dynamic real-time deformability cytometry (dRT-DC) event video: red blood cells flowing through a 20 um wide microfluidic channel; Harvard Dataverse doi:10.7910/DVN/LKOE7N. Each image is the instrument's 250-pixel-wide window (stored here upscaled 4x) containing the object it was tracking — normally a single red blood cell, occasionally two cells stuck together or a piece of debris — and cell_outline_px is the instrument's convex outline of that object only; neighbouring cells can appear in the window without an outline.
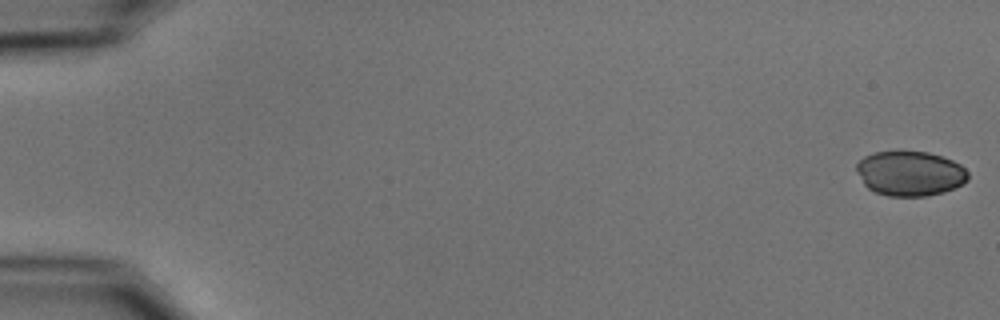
{"species": "common noctule bat (a hibernating species)", "species_latin": "Nyctalus noctula", "temperature_condition": "cold", "stored_images_in_passage": 55, "camera_frame_rate_fps": 3000, "um_per_image_px": 0.085, "animal": {"sex": "male", "body_mass_g": 15.6}, "frame": {"image": 1, "passage_image": 1, "time_ms": 0.0, "image_size_px": [1000, 320], "cell_outline_px": [[968, 180], [964, 184], [944, 192], [928, 196], [888, 196], [876, 192], [868, 188], [864, 184], [856, 172], [856, 164], [864, 156], [872, 152], [900, 148], [928, 152], [952, 160], [960, 164], [968, 172]], "centroid_in_image_um": [77.33, 14.7], "position_along_channel_um": 7.7, "area_um2": 30.0}}
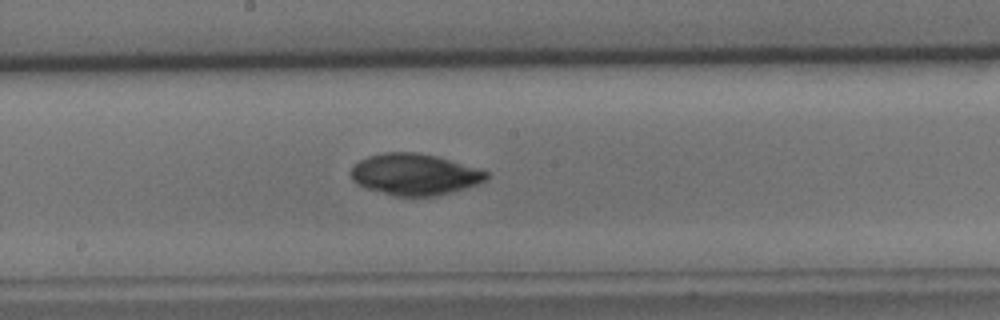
{"frame": {"image": 2, "passage_image": 30, "time_ms": 9.667, "image_size_px": [1000, 320], "cell_outline_px": [[488, 180], [452, 192], [436, 196], [396, 196], [364, 188], [356, 184], [352, 180], [348, 172], [352, 164], [368, 156], [384, 152], [416, 152], [436, 156], [480, 168], [488, 172]], "centroid_in_image_um": [35.2, 14.82], "position_along_channel_um": 213.0, "area_um2": 33.06}}
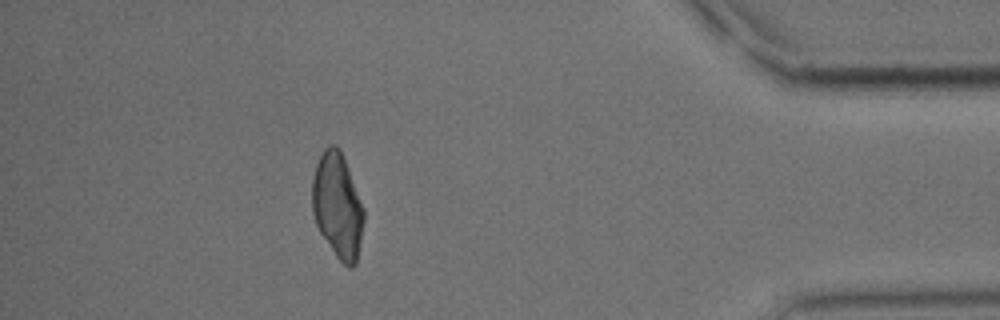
{"frame": {"image": 3, "passage_image": 49, "time_ms": 16.0, "image_size_px": [1000, 320], "cell_outline_px": [[364, 220], [356, 264], [352, 268], [348, 268], [336, 256], [320, 232], [316, 224], [312, 212], [312, 180], [316, 164], [324, 148], [328, 144], [336, 144], [340, 148], [364, 208]], "centroid_in_image_um": [28.68, 17.46], "position_along_channel_um": 406.5, "area_um2": 31.62}}